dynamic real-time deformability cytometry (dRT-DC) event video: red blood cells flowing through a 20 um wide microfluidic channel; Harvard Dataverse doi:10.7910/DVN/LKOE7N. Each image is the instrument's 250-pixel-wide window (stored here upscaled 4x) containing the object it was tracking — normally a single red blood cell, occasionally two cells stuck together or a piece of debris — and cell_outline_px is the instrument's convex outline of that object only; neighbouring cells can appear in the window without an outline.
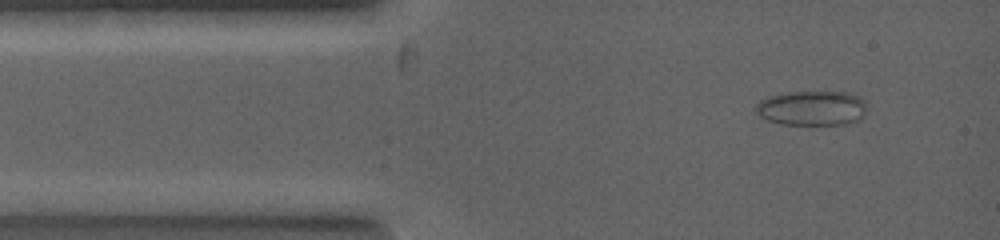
{"species": "common noctule bat (a hibernating species)", "species_latin": "Nyctalus noctula", "temperature_condition": "warm", "stored_images_in_passage": 3, "camera_frame_rate_fps": 5000, "um_per_image_px": 0.085, "animal": {"sex": "female", "body_mass_g": 19.0, "forearm_length_mm": 53.3}, "frame": {"image": 1, "passage_image": 1, "time_ms": 0.0, "image_size_px": [1000, 240], "cell_outline_px": [[864, 116], [860, 120], [848, 124], [780, 124], [768, 120], [760, 116], [756, 112], [756, 104], [760, 100], [768, 96], [788, 92], [848, 92], [860, 96], [864, 100]], "centroid_in_image_um": [69.02, 9.19], "position_along_channel_um": 16.0, "area_um2": 22.54}}